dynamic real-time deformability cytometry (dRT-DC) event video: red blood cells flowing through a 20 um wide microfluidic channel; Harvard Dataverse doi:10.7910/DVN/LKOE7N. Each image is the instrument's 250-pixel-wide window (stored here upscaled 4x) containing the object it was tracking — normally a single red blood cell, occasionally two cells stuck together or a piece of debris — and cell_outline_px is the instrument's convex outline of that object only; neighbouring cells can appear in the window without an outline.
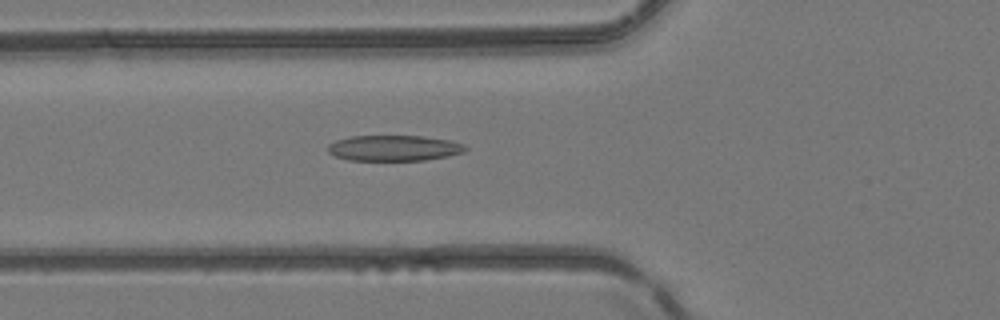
{"species": "common noctule bat (a hibernating species)", "species_latin": "Nyctalus noctula", "temperature_condition": "room temperature", "stored_images_in_passage": 50, "camera_frame_rate_fps": 3000, "um_per_image_px": 0.085, "animal": {"sex": "female", "body_mass_g": 24.6, "forearm_length_mm": 56.2}, "frame": {"image": 1, "passage_image": 19, "time_ms": 6.0, "image_size_px": [1000, 320], "cell_outline_px": [[468, 148], [464, 152], [448, 156], [424, 160], [348, 160], [336, 156], [328, 152], [328, 144], [336, 140], [348, 136], [424, 136], [448, 140], [464, 144]], "centroid_in_image_um": [33.48, 12.58], "position_along_channel_um": 92.3, "area_um2": 20.58}}
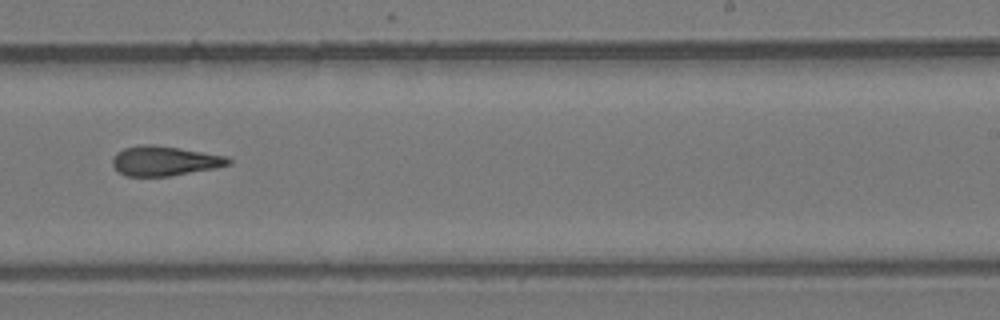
{"frame": {"image": 2, "passage_image": 32, "time_ms": 10.333, "image_size_px": [1000, 320], "cell_outline_px": [[232, 164], [216, 168], [168, 176], [128, 176], [120, 172], [112, 164], [112, 160], [116, 152], [124, 148], [140, 144], [152, 144], [180, 148], [228, 156], [232, 160]], "centroid_in_image_um": [14.02, 13.66], "position_along_channel_um": 275.0, "area_um2": 20.11}}
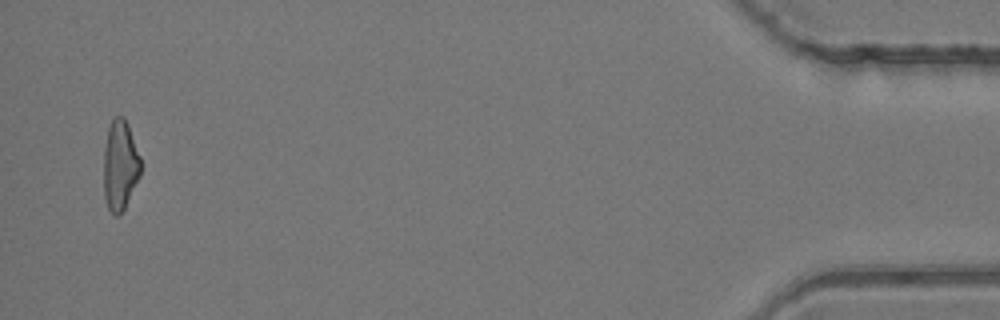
{"frame": {"image": 3, "passage_image": 49, "time_ms": 16.0, "image_size_px": [1000, 320], "cell_outline_px": [[140, 176], [124, 208], [116, 216], [108, 208], [104, 196], [104, 148], [108, 128], [112, 116], [124, 116], [128, 124], [140, 156]], "centroid_in_image_um": [10.2, 13.99], "position_along_channel_um": 425.0, "area_um2": 19.36}, "authors_computed_cell_mechanics": {"area_um2": 20.4034, "velocity_mm_per_s": 4.2135, "shape_relaxation_time_tau1_ms": null, "shape_relaxation_time_tau2_ms": 3.0617, "deformation_change_tau1": null, "deformation_change_tau2": 0.1364}}